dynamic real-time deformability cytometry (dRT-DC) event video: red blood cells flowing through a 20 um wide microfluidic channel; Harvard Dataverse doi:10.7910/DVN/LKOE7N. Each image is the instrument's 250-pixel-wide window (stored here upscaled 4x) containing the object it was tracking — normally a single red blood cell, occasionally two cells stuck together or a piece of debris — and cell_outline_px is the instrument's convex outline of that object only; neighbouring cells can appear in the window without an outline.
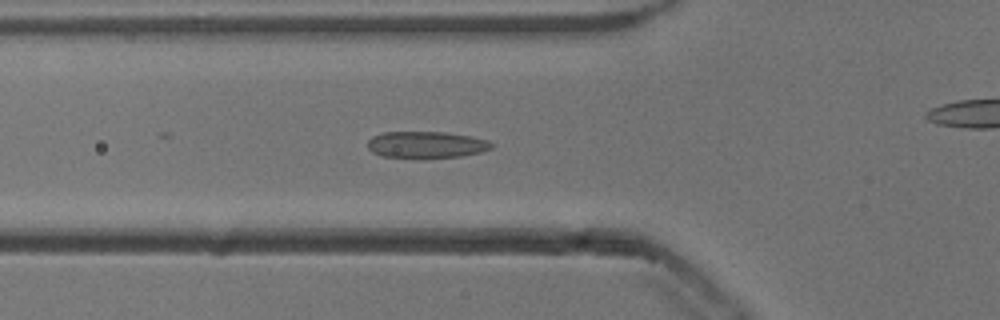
{"species": "common noctule bat (a hibernating species)", "species_latin": "Nyctalus noctula", "temperature_condition": "cold", "stored_images_in_passage": 30, "camera_frame_rate_fps": 3000, "um_per_image_px": 0.085, "animal": {"sex": "male", "body_mass_g": 13.3}, "frame": {"image": 1, "passage_image": 19, "time_ms": 6.0, "image_size_px": [1000, 320], "cell_outline_px": [[496, 144], [492, 148], [480, 152], [460, 156], [420, 160], [384, 156], [372, 152], [368, 148], [368, 140], [372, 136], [384, 132], [444, 132], [468, 136], [488, 140]], "centroid_in_image_um": [36.23, 12.33], "position_along_channel_um": 89.6, "area_um2": 19.71}}
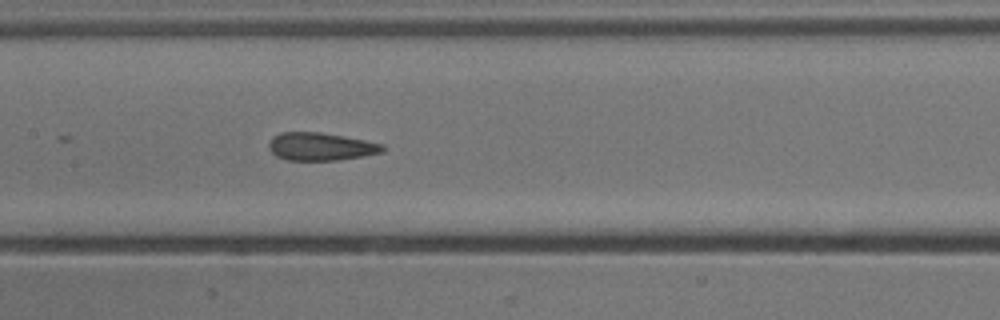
{"frame": {"image": 2, "passage_image": 26, "time_ms": 8.333, "image_size_px": [1000, 320], "cell_outline_px": [[384, 152], [364, 156], [340, 160], [288, 160], [276, 156], [268, 148], [268, 144], [272, 136], [280, 132], [320, 132], [344, 136], [384, 144]], "centroid_in_image_um": [27.25, 12.46], "position_along_channel_um": 180.1, "area_um2": 18.61}}
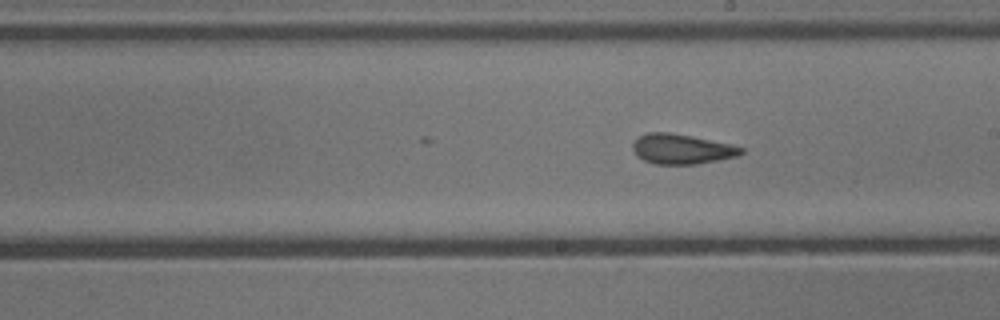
{"frame": {"image": 3, "passage_image": 30, "time_ms": 9.667, "image_size_px": [1000, 320], "cell_outline_px": [[744, 152], [736, 156], [720, 160], [696, 164], [656, 164], [644, 160], [636, 156], [632, 148], [632, 144], [640, 136], [648, 132], [668, 132], [692, 136], [732, 144], [744, 148]], "centroid_in_image_um": [57.95, 12.67], "position_along_channel_um": 231.0, "area_um2": 18.96}}